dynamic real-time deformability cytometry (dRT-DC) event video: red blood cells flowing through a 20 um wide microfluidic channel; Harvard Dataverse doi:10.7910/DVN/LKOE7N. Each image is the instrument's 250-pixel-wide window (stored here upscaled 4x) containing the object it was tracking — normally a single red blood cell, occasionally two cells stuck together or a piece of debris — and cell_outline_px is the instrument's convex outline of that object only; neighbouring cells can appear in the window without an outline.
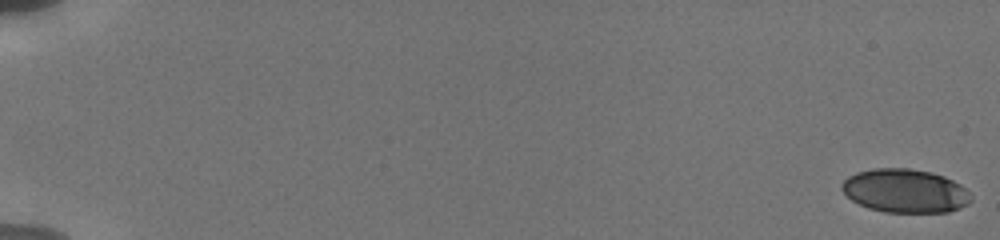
{"species": "human", "species_latin": "Homo sapiens", "temperature_condition": "cold", "stored_images_in_passage": 29, "camera_frame_rate_fps": 3000, "um_per_image_px": 0.085, "donor": {"sex": "male"}, "frame": {"image": 1, "passage_image": 1, "time_ms": 0.0, "image_size_px": [1000, 240], "cell_outline_px": [[972, 200], [968, 204], [960, 208], [948, 212], [884, 212], [868, 208], [852, 200], [840, 188], [840, 184], [848, 176], [856, 172], [872, 168], [908, 168], [932, 172], [944, 176], [960, 184], [972, 196]], "centroid_in_image_um": [76.93, 16.22], "position_along_channel_um": 8.1, "area_um2": 33.0}}
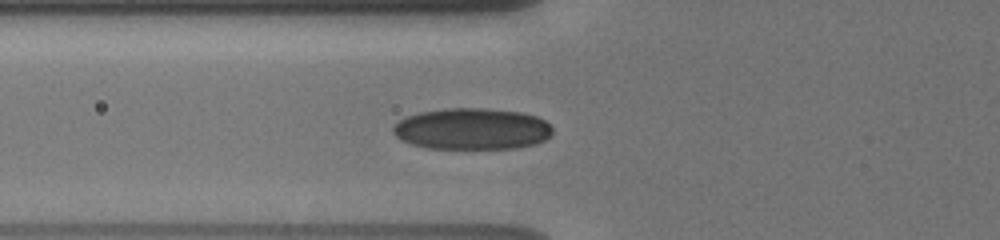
{"frame": {"image": 2, "passage_image": 24, "time_ms": 7.333, "image_size_px": [1000, 240], "cell_outline_px": [[552, 132], [544, 140], [532, 144], [516, 148], [428, 148], [412, 144], [400, 140], [392, 132], [392, 128], [400, 120], [408, 116], [420, 112], [452, 108], [488, 108], [520, 112], [536, 116], [544, 120], [552, 128]], "centroid_in_image_um": [40.1, 10.95], "position_along_channel_um": 85.7, "area_um2": 38.21}}
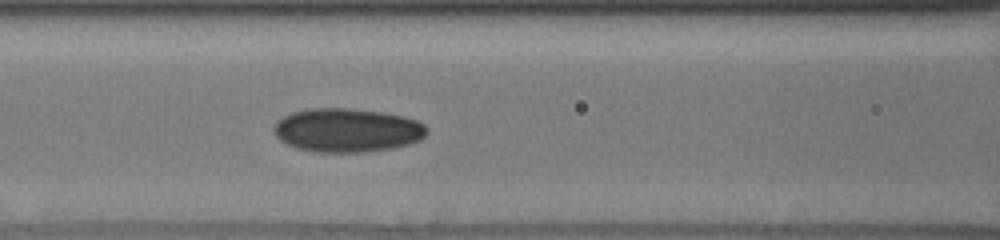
{"frame": {"image": 3, "passage_image": 28, "time_ms": 8.667, "image_size_px": [1000, 240], "cell_outline_px": [[428, 132], [420, 140], [408, 144], [392, 148], [360, 152], [316, 152], [296, 148], [280, 140], [276, 136], [272, 128], [284, 116], [292, 112], [312, 108], [344, 108], [380, 112], [404, 116], [416, 120], [424, 124], [428, 128]], "centroid_in_image_um": [29.52, 11.07], "position_along_channel_um": 137.1, "area_um2": 38.84}}